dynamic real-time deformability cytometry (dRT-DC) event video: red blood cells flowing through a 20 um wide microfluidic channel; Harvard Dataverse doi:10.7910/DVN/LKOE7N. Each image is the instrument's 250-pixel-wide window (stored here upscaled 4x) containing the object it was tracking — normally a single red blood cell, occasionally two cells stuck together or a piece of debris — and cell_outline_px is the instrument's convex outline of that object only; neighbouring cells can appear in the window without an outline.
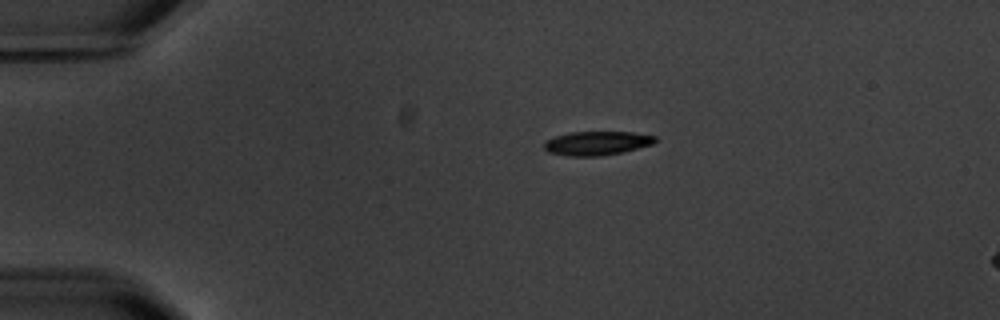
{"species": "common noctule bat (a hibernating species)", "species_latin": "Nyctalus noctula", "temperature_condition": "warm", "stored_images_in_passage": 3, "camera_frame_rate_fps": 3000, "um_per_image_px": 0.085, "animal": {"sex": "male", "body_mass_g": 20.1, "forearm_length_mm": 53.5}, "frame": {"image": 1, "passage_image": 1, "time_ms": 0.0, "image_size_px": [1000, 320], "cell_outline_px": [[656, 140], [652, 144], [624, 152], [600, 156], [568, 156], [548, 152], [544, 148], [544, 140], [568, 132], [632, 132], [656, 136]], "centroid_in_image_um": [50.71, 12.17], "position_along_channel_um": 34.3, "area_um2": 15.55}}